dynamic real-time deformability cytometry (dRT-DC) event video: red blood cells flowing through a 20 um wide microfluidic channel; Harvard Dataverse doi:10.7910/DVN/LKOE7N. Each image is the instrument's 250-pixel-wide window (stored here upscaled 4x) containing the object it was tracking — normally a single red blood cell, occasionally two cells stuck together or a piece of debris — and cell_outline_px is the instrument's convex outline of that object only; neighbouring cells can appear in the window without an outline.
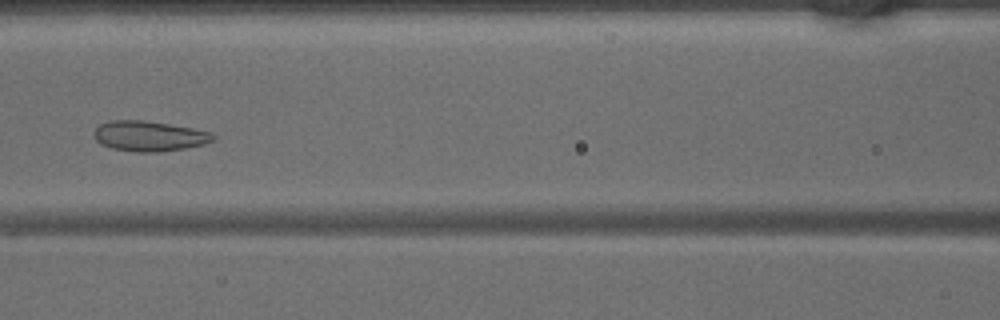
{"species": "common noctule bat (a hibernating species)", "species_latin": "Nyctalus noctula", "temperature_condition": "warm", "stored_images_in_passage": 36, "camera_frame_rate_fps": 3000, "um_per_image_px": 0.085, "animal": {"sex": "male", "body_mass_g": 15.6}, "frame": {"image": 1, "passage_image": 13, "time_ms": 4.0, "image_size_px": [1000, 320], "cell_outline_px": [[216, 140], [204, 144], [184, 148], [160, 152], [136, 152], [112, 148], [100, 144], [96, 140], [92, 132], [100, 124], [108, 120], [144, 120], [192, 128], [212, 132], [216, 136]], "centroid_in_image_um": [12.68, 11.56], "position_along_channel_um": 153.9, "area_um2": 21.15}}
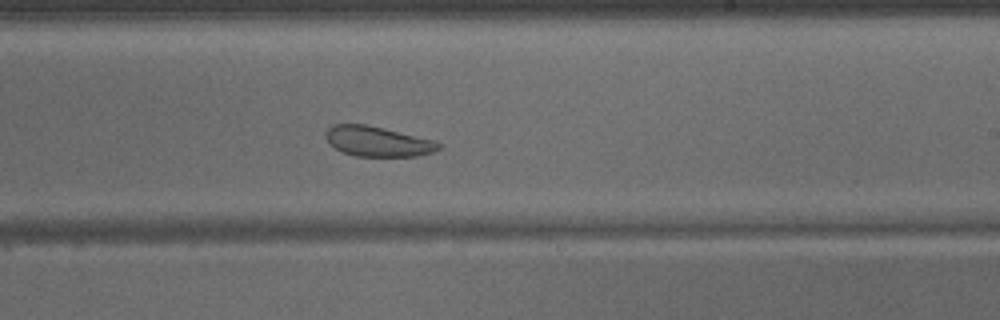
{"frame": {"image": 2, "passage_image": 20, "time_ms": 6.333, "image_size_px": [1000, 320], "cell_outline_px": [[440, 148], [432, 152], [416, 156], [356, 156], [340, 152], [328, 140], [324, 132], [332, 124], [364, 124], [384, 128], [436, 140], [440, 144]], "centroid_in_image_um": [32.1, 12.01], "position_along_channel_um": 256.9, "area_um2": 19.77}}
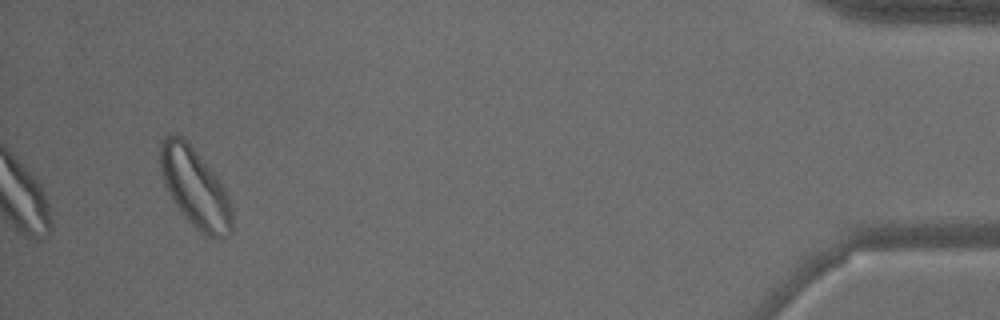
{"frame": {"image": 3, "passage_image": 36, "time_ms": 11.667, "image_size_px": [1000, 320], "cell_outline_px": [[232, 232], [228, 236], [220, 240], [216, 240], [204, 236], [180, 212], [172, 200], [164, 184], [160, 168], [160, 140], [168, 132], [176, 132], [192, 148], [216, 176], [224, 188], [232, 208]], "centroid_in_image_um": [16.56, 16.0], "position_along_channel_um": 418.6, "area_um2": 33.29}}